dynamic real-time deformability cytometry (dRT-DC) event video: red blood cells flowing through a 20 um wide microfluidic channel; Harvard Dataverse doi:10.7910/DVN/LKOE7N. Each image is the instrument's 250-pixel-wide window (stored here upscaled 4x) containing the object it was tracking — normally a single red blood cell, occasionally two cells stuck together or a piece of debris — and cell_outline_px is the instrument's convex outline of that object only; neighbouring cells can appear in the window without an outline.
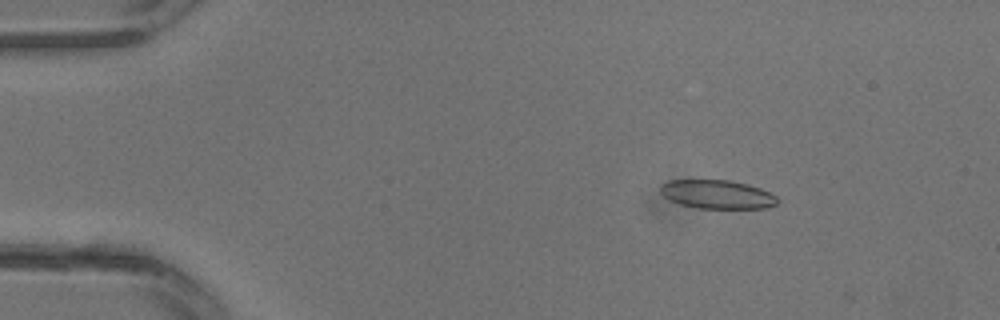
{"species": "common noctule bat (a hibernating species)", "species_latin": "Nyctalus noctula", "temperature_condition": "warm", "stored_images_in_passage": 13, "camera_frame_rate_fps": 3000, "um_per_image_px": 0.085, "animal": {"sex": "male", "body_mass_g": 13.3}, "frame": {"image": 1, "passage_image": 4, "time_ms": 1.0, "image_size_px": [1000, 320], "cell_outline_px": [[780, 200], [776, 204], [764, 208], [696, 208], [680, 204], [668, 200], [660, 192], [660, 184], [668, 180], [728, 180], [748, 184], [760, 188], [776, 196]], "centroid_in_image_um": [60.93, 16.52], "position_along_channel_um": 24.1, "area_um2": 19.65}}
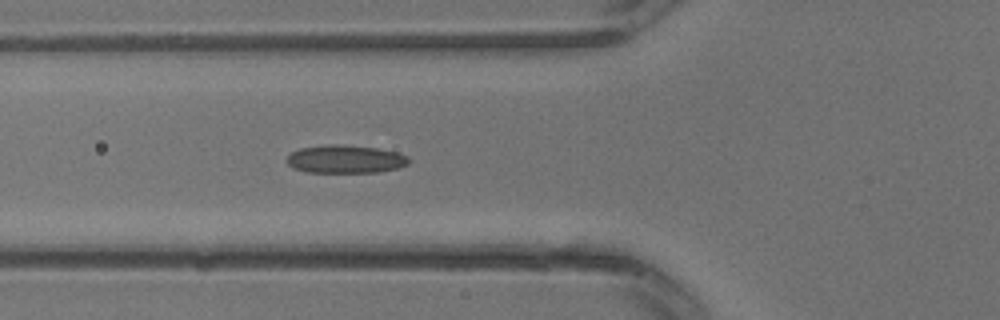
{"frame": {"image": 2, "passage_image": 11, "time_ms": 3.333, "image_size_px": [1000, 320], "cell_outline_px": [[408, 164], [396, 168], [376, 172], [308, 172], [292, 168], [288, 164], [288, 156], [292, 152], [300, 148], [328, 144], [340, 144], [376, 148], [396, 152], [408, 156]], "centroid_in_image_um": [29.33, 13.52], "position_along_channel_um": 96.5, "area_um2": 19.77}}
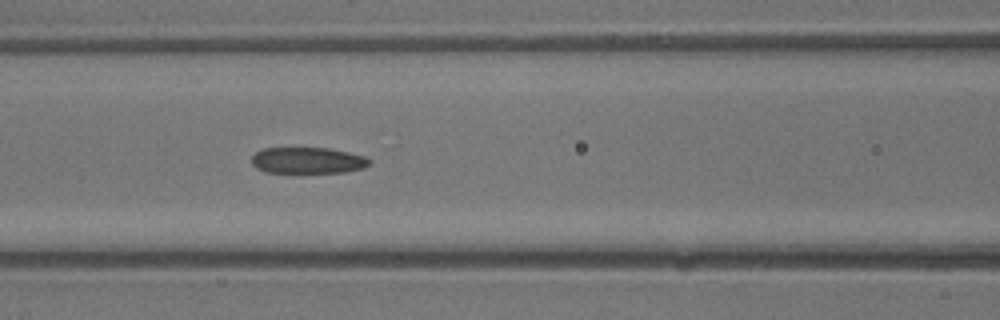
{"frame": {"image": 3, "passage_image": 13, "time_ms": 4.0, "image_size_px": [1000, 320], "cell_outline_px": [[372, 164], [364, 168], [348, 172], [268, 172], [256, 168], [252, 164], [252, 156], [256, 152], [264, 148], [328, 148], [348, 152], [364, 156], [372, 160]], "centroid_in_image_um": [26.2, 13.63], "position_along_channel_um": 140.4, "area_um2": 18.03}}